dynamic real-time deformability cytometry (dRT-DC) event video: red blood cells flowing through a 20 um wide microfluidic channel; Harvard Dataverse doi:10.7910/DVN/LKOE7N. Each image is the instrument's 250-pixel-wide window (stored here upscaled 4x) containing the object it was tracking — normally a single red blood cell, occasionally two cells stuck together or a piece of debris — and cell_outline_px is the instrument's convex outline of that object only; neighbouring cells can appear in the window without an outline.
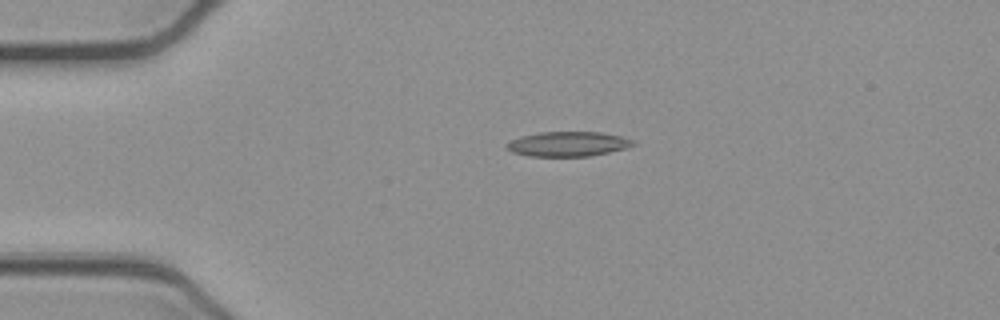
{"species": "common noctule bat (a hibernating species)", "species_latin": "Nyctalus noctula", "temperature_condition": "cold", "stored_images_in_passage": 37, "camera_frame_rate_fps": 3000, "um_per_image_px": 0.085, "animal": {"sex": "female", "body_mass_g": 21.9}, "frame": {"image": 1, "passage_image": 1, "time_ms": 0.0, "image_size_px": [1000, 320], "cell_outline_px": [[636, 144], [628, 148], [592, 156], [528, 156], [512, 152], [504, 144], [520, 136], [540, 132], [600, 132], [620, 136], [636, 140]], "centroid_in_image_um": [48.32, 12.24], "position_along_channel_um": 36.7, "area_um2": 18.38}}
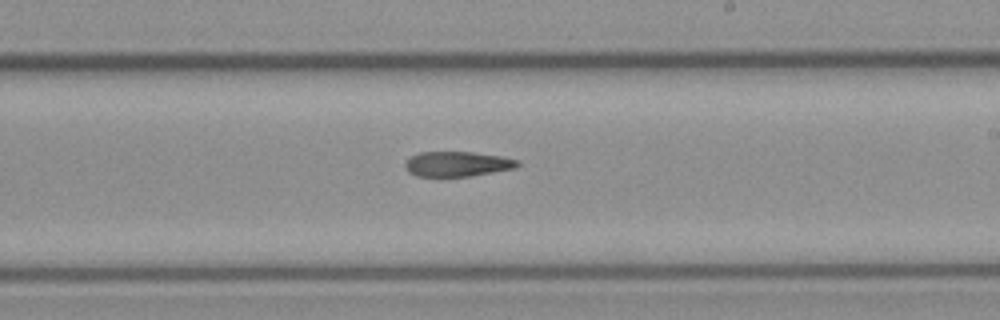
{"frame": {"image": 2, "passage_image": 20, "time_ms": 6.333, "image_size_px": [1000, 320], "cell_outline_px": [[520, 164], [516, 168], [472, 176], [416, 176], [408, 172], [404, 164], [412, 156], [420, 152], [472, 152], [500, 156], [520, 160]], "centroid_in_image_um": [38.9, 13.94], "position_along_channel_um": 250.1, "area_um2": 16.36}}
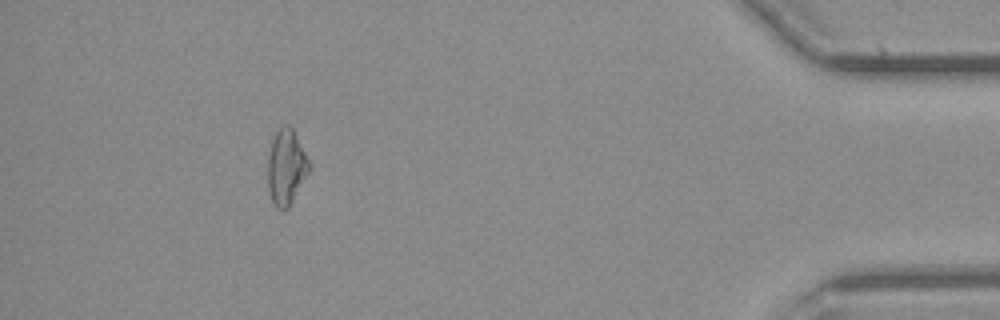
{"frame": {"image": 3, "passage_image": 37, "time_ms": 12.0, "image_size_px": [1000, 320], "cell_outline_px": [[312, 164], [308, 172], [288, 208], [276, 208], [272, 200], [268, 188], [268, 156], [272, 140], [276, 132], [284, 124], [288, 124], [292, 128]], "centroid_in_image_um": [24.33, 14.17], "position_along_channel_um": 410.9, "area_um2": 17.92}}